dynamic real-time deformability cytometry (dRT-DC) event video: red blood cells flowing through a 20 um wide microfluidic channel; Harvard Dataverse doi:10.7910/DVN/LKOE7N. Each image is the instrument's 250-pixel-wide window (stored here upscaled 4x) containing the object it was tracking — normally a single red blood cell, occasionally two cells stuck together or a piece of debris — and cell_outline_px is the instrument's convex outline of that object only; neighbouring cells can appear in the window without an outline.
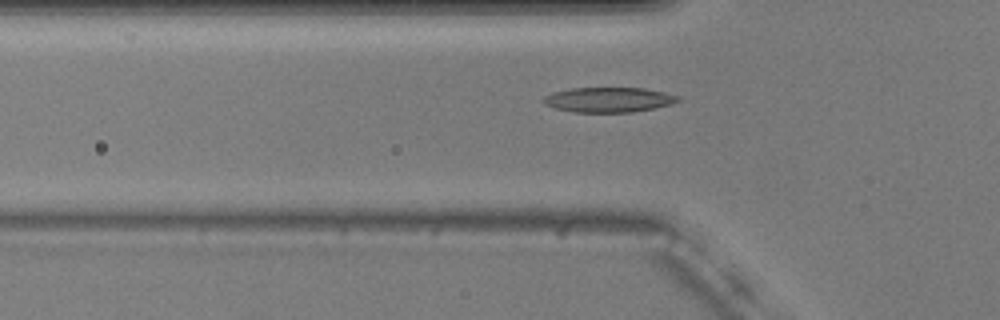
{"species": "common noctule bat (a hibernating species)", "species_latin": "Nyctalus noctula", "temperature_condition": "warm", "stored_images_in_passage": 56, "segment_of_instrument_passage": [1, 2], "camera_frame_rate_fps": 3000, "um_per_image_px": 0.085, "animal": {"sex": "male", "body_mass_g": 20.5, "forearm_length_mm": 52.5}, "frame": {"image": 1, "passage_image": 18, "time_ms": 5.667, "image_size_px": [1000, 320], "cell_outline_px": [[680, 100], [672, 104], [632, 112], [576, 112], [556, 108], [544, 104], [540, 100], [544, 96], [552, 92], [572, 88], [644, 88], [664, 92], [680, 96]], "centroid_in_image_um": [51.72, 8.47], "position_along_channel_um": 74.1, "area_um2": 19.54}}
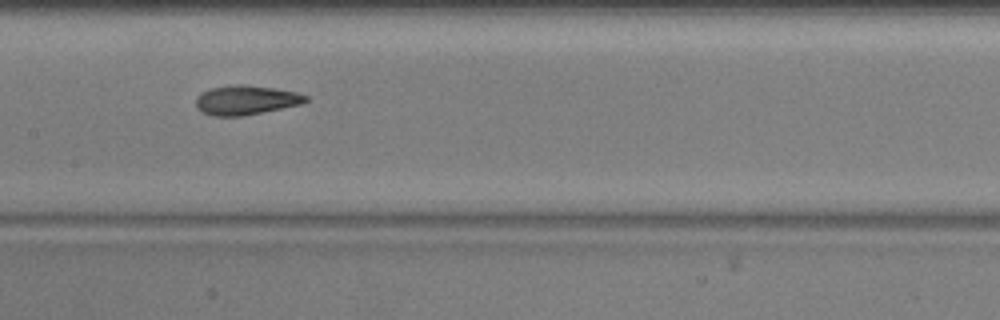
{"frame": {"image": 2, "passage_image": 27, "time_ms": 8.667, "image_size_px": [1000, 320], "cell_outline_px": [[308, 100], [300, 104], [240, 116], [212, 116], [200, 112], [196, 108], [196, 96], [200, 92], [212, 88], [232, 84], [244, 84], [272, 88], [296, 92], [308, 96]], "centroid_in_image_um": [20.83, 8.5], "position_along_channel_um": 186.6, "area_um2": 18.73}}
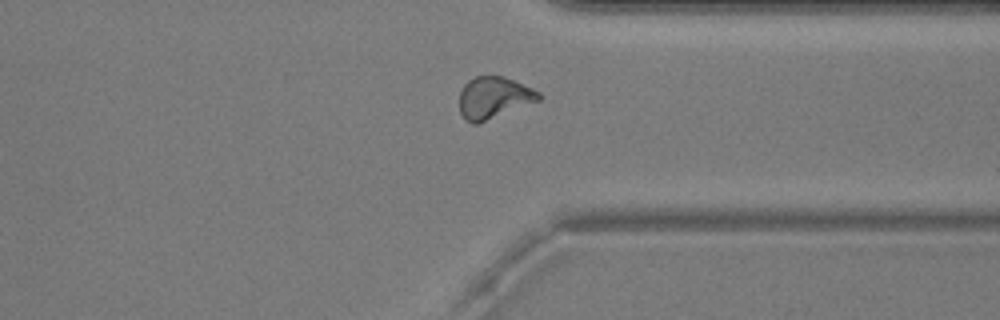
{"frame": {"image": 3, "passage_image": 42, "time_ms": 13.667, "image_size_px": [1000, 320], "cell_outline_px": [[540, 100], [476, 124], [472, 124], [464, 120], [460, 112], [460, 92], [464, 84], [468, 80], [476, 76], [504, 76], [532, 88], [540, 92]], "centroid_in_image_um": [41.95, 8.3], "position_along_channel_um": 369.5, "area_um2": 19.19}}